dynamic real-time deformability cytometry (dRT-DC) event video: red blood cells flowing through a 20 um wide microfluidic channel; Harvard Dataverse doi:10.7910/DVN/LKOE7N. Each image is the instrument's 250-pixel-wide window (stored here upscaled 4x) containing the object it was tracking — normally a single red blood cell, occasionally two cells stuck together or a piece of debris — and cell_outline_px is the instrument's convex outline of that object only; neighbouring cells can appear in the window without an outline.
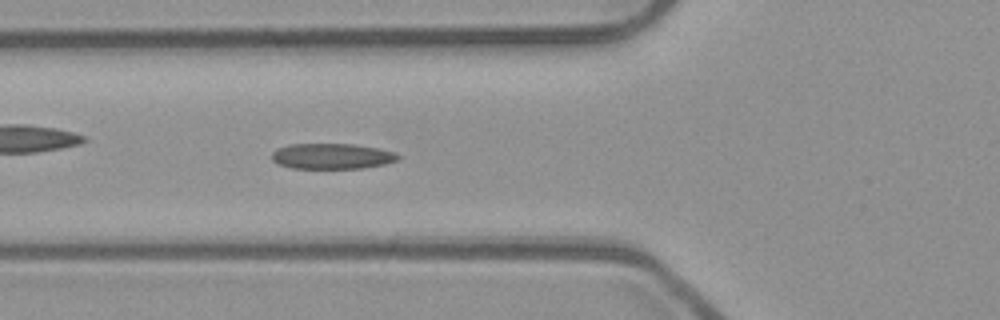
{"species": "common noctule bat (a hibernating species)", "species_latin": "Nyctalus noctula", "temperature_condition": "room temperature", "stored_images_in_passage": 44, "camera_frame_rate_fps": 3000, "um_per_image_px": 0.085, "animal": {"sex": "male", "body_mass_g": 23.1, "forearm_length_mm": 52.7}, "frame": {"image": 1, "passage_image": 19, "time_ms": 6.0, "image_size_px": [1000, 320], "cell_outline_px": [[400, 160], [384, 164], [360, 168], [292, 168], [280, 164], [272, 160], [272, 152], [276, 148], [288, 144], [352, 144], [380, 148], [392, 152], [400, 156]], "centroid_in_image_um": [28.21, 13.27], "position_along_channel_um": 97.6, "area_um2": 18.79}}
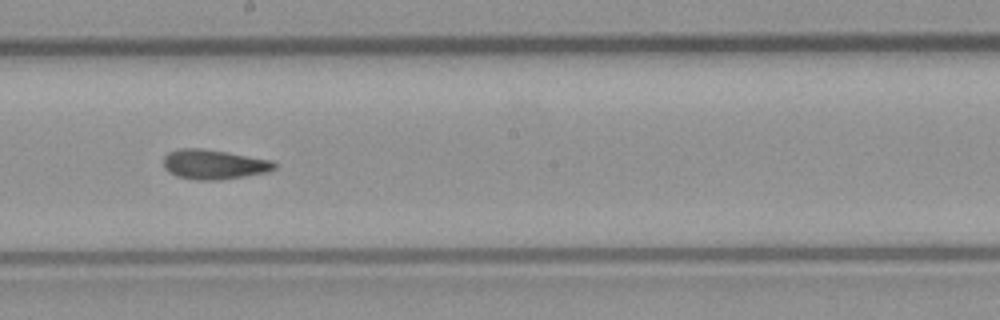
{"frame": {"image": 2, "passage_image": 29, "time_ms": 9.333, "image_size_px": [1000, 320], "cell_outline_px": [[276, 168], [268, 172], [244, 176], [216, 180], [196, 180], [176, 176], [168, 172], [164, 168], [164, 156], [168, 152], [180, 148], [200, 148], [272, 160], [276, 164]], "centroid_in_image_um": [18.15, 13.98], "position_along_channel_um": 230.0, "area_um2": 19.07}}
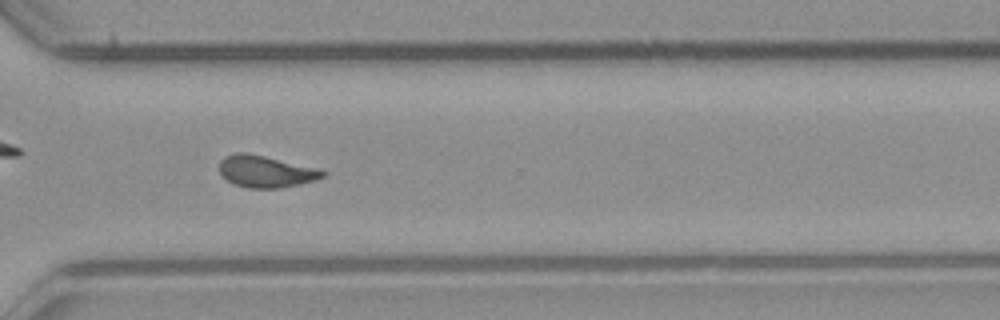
{"frame": {"image": 3, "passage_image": 38, "time_ms": 12.333, "image_size_px": [1000, 320], "cell_outline_px": [[328, 172], [324, 176], [300, 184], [280, 188], [248, 188], [236, 184], [228, 180], [220, 172], [220, 160], [224, 156], [236, 152], [248, 152], [320, 168]], "centroid_in_image_um": [22.61, 14.55], "position_along_channel_um": 348.0, "area_um2": 19.25}, "authors_computed_cell_mechanics": {"area_um2": 19.1318, "velocity_mm_per_s": 3.9446, "shape_relaxation_time_tau1_ms": null, "shape_relaxation_time_tau2_ms": 2.2686, "deformation_change_tau1": null, "deformation_change_tau2": 0.0935}}